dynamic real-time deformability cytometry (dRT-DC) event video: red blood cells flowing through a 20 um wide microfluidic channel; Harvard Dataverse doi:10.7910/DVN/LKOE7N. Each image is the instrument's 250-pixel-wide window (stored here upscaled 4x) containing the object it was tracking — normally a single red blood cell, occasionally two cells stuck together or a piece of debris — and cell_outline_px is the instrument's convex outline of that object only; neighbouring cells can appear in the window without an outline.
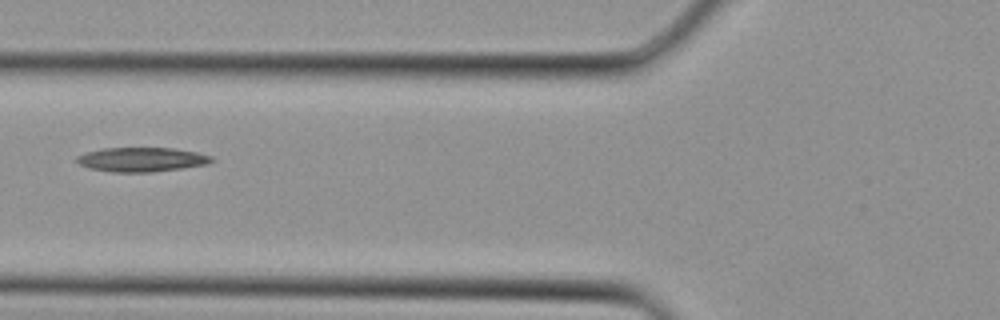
{"species": "Egyptian fruit bat (a non-hibernating species)", "species_latin": "Rousettus aegyptiacus", "temperature_condition": "cold", "stored_images_in_passage": 3, "camera_frame_rate_fps": 3000, "um_per_image_px": 0.085, "animal": {"sex": "female"}, "frame": {"image": 1, "passage_image": 3, "time_ms": 0.667, "image_size_px": [1000, 320], "cell_outline_px": [[216, 160], [208, 164], [184, 168], [152, 172], [112, 172], [88, 168], [80, 164], [76, 160], [76, 156], [88, 152], [104, 148], [172, 148], [196, 152], [212, 156]], "centroid_in_image_um": [12.08, 13.56], "position_along_channel_um": 113.7, "area_um2": 19.13}}